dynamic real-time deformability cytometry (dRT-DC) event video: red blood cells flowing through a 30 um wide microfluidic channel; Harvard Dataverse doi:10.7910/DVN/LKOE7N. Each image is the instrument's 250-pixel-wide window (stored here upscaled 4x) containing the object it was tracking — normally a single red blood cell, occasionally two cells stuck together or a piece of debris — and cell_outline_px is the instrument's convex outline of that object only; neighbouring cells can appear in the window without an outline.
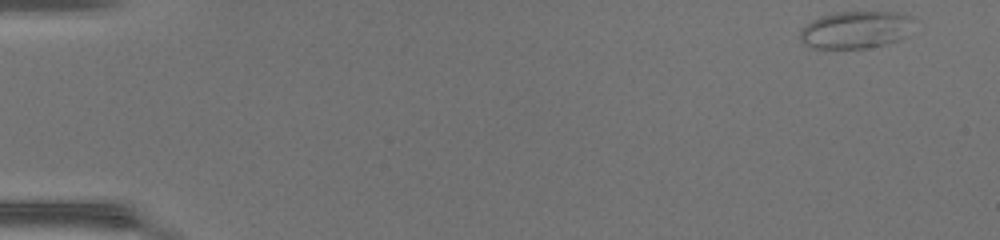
{"species": "common noctule bat (a hibernating species)", "species_latin": "Nyctalus noctula", "temperature_condition": "warm", "stored_images_in_passage": 12, "camera_frame_rate_fps": 3000, "um_per_image_px": 0.085, "animal": {"sex": "female", "body_mass_g": 17.0, "forearm_length_mm": 48.0}, "frame": {"image": 1, "passage_image": 1, "time_ms": 0.0, "image_size_px": [1000, 240], "cell_outline_px": [[912, 16], [904, 36], [896, 40], [884, 44], [864, 48], [812, 48], [800, 40], [800, 28], [812, 20], [820, 16], [836, 12], [896, 12]], "centroid_in_image_um": [72.63, 2.52], "position_along_channel_um": 12.4, "area_um2": 24.28}}